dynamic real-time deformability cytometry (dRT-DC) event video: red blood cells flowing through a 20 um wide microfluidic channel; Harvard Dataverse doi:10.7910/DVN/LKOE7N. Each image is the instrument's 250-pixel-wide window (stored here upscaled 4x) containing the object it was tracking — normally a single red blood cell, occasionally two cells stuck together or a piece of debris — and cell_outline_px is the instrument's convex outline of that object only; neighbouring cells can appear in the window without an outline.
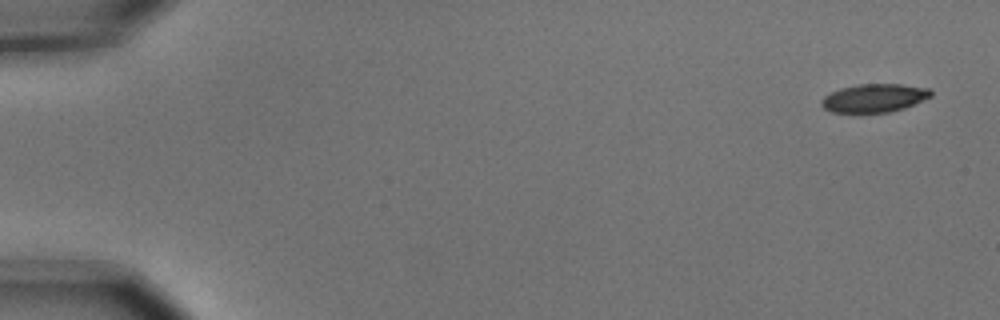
{"species": "common noctule bat (a hibernating species)", "species_latin": "Nyctalus noctula", "temperature_condition": "cold", "stored_images_in_passage": 4, "camera_frame_rate_fps": 3000, "um_per_image_px": 0.085, "animal": {"sex": "male", "body_mass_g": 15.6}, "frame": {"image": 1, "passage_image": 1, "time_ms": 0.0, "image_size_px": [1000, 320], "cell_outline_px": [[932, 96], [904, 108], [888, 112], [832, 112], [824, 108], [820, 104], [820, 100], [824, 96], [840, 88], [856, 84], [900, 84], [932, 88]], "centroid_in_image_um": [74.32, 8.32], "position_along_channel_um": 10.7, "area_um2": 18.09}}